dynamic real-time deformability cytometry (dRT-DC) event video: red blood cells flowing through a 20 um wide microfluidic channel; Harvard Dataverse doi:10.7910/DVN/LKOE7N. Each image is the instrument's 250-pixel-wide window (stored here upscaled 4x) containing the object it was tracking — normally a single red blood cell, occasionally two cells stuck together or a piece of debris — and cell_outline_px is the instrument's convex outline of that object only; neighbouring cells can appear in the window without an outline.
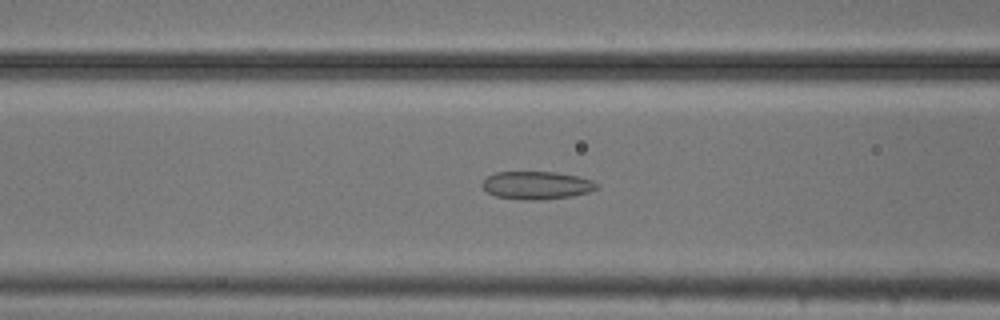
{"species": "common noctule bat (a hibernating species)", "species_latin": "Nyctalus noctula", "temperature_condition": "cold", "stored_images_in_passage": 42, "camera_frame_rate_fps": 3000, "um_per_image_px": 0.085, "animal": {"sex": "male", "body_mass_g": 20.5, "forearm_length_mm": 52.5}, "frame": {"image": 1, "passage_image": 9, "time_ms": 2.667, "image_size_px": [1000, 320], "cell_outline_px": [[600, 188], [588, 192], [572, 196], [540, 200], [524, 200], [496, 196], [488, 192], [480, 184], [488, 176], [496, 172], [556, 172], [576, 176], [592, 180], [600, 184]], "centroid_in_image_um": [45.65, 15.75], "position_along_channel_um": 121.0, "area_um2": 18.67}}
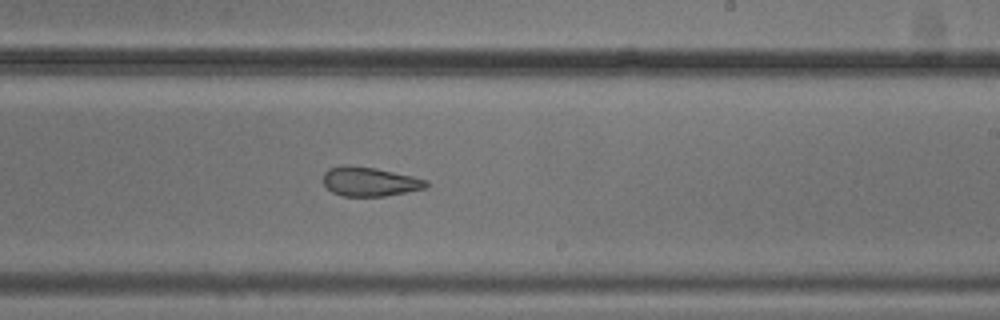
{"frame": {"image": 2, "passage_image": 20, "time_ms": 6.333, "image_size_px": [1000, 320], "cell_outline_px": [[428, 184], [424, 188], [384, 196], [340, 196], [332, 192], [324, 184], [324, 172], [328, 168], [376, 168], [412, 176], [428, 180]], "centroid_in_image_um": [31.45, 15.48], "position_along_channel_um": 257.6, "area_um2": 16.76}}
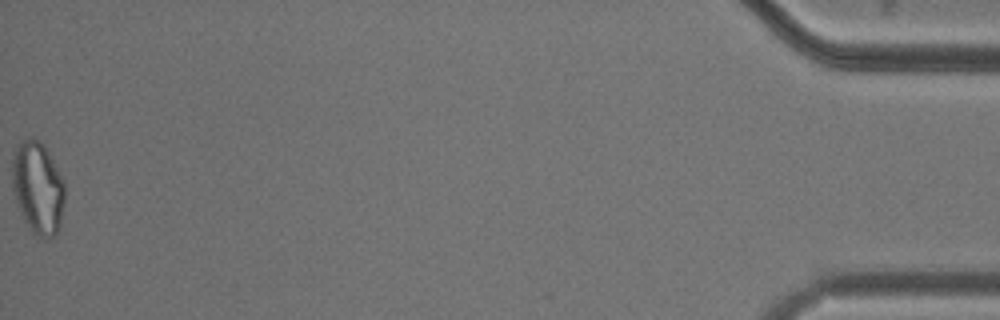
{"frame": {"image": 3, "passage_image": 42, "time_ms": 13.667, "image_size_px": [1000, 320], "cell_outline_px": [[64, 200], [60, 224], [56, 236], [44, 240], [32, 232], [24, 220], [16, 200], [12, 188], [12, 160], [16, 144], [20, 140], [32, 136], [48, 152], [64, 180]], "centroid_in_image_um": [3.2, 15.97], "position_along_channel_um": 432.0, "area_um2": 28.38}, "authors_computed_cell_mechanics": {"area_um2": 19.5364, "velocity_mm_per_s": 3.7207, "shape_relaxation_time_tau1_ms": null, "shape_relaxation_time_tau2_ms": 2.9408, "deformation_change_tau1": null, "deformation_change_tau2": 0.1018}}